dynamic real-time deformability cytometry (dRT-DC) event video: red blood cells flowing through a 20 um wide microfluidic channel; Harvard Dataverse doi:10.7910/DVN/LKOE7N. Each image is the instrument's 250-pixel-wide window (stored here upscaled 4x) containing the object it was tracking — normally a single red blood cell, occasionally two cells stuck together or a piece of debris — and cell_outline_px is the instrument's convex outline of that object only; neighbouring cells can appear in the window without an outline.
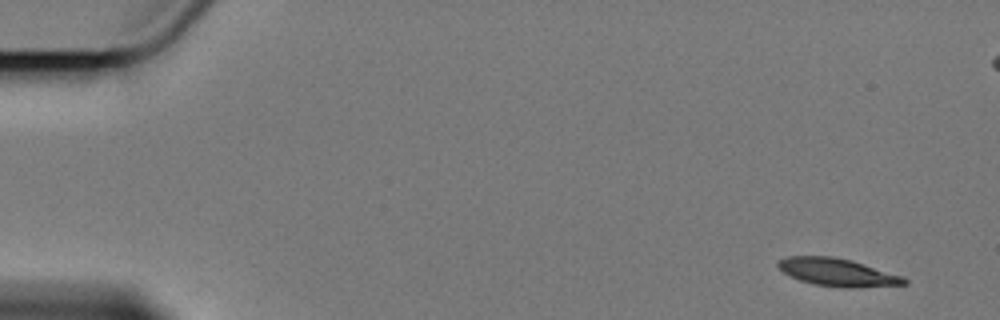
{"species": "Egyptian fruit bat (a non-hibernating species)", "species_latin": "Rousettus aegyptiacus", "temperature_condition": "cold", "stored_images_in_passage": 5, "camera_frame_rate_fps": 3000, "um_per_image_px": 0.085, "animal": {"sex": "female"}, "frame": {"image": 1, "passage_image": 1, "time_ms": 0.0, "image_size_px": [1000, 320], "cell_outline_px": [[908, 284], [856, 288], [844, 288], [812, 284], [800, 280], [784, 272], [776, 264], [780, 260], [788, 256], [832, 256], [852, 260], [900, 276], [908, 280]], "centroid_in_image_um": [71.18, 23.15], "position_along_channel_um": 13.8, "area_um2": 20.23}}